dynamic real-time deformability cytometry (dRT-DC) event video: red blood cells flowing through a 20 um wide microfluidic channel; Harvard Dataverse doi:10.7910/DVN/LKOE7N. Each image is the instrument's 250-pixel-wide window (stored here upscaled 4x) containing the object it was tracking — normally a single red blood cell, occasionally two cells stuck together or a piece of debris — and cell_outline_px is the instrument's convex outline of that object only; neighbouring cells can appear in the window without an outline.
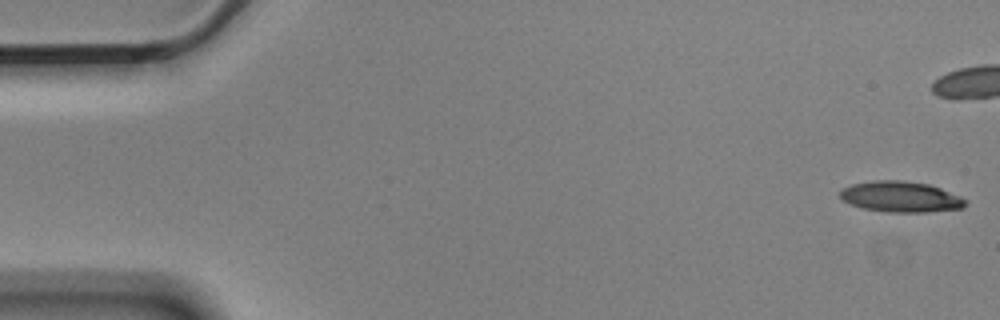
{"species": "Egyptian fruit bat (a non-hibernating species)", "species_latin": "Rousettus aegyptiacus", "temperature_condition": "cold", "stored_images_in_passage": 7, "camera_frame_rate_fps": 3000, "um_per_image_px": 0.085, "animal": {"sex": "male"}, "frame": {"image": 1, "passage_image": 1, "time_ms": 0.0, "image_size_px": [1000, 320], "cell_outline_px": [[968, 204], [964, 208], [924, 212], [884, 212], [864, 208], [852, 204], [844, 200], [840, 196], [840, 192], [844, 188], [852, 184], [876, 180], [900, 180], [928, 184], [940, 188], [960, 196], [968, 200]], "centroid_in_image_um": [76.61, 16.73], "position_along_channel_um": 8.4, "area_um2": 22.37}}
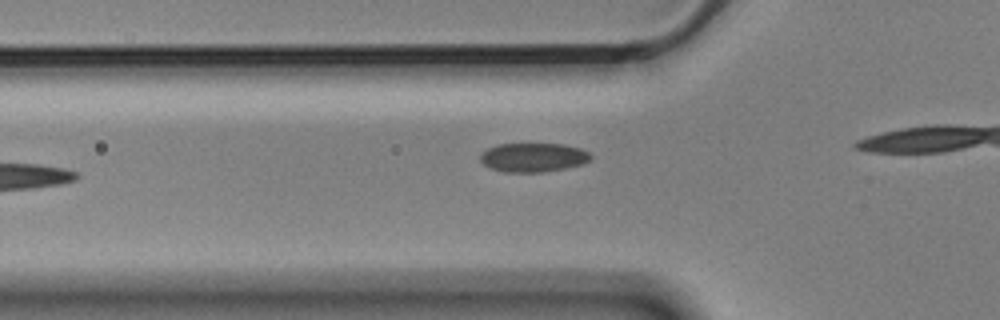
{"frame": {"image": 2, "passage_image": 6, "time_ms": 1.667, "image_size_px": [1000, 320], "cell_outline_px": [[592, 156], [588, 160], [580, 164], [564, 168], [540, 172], [504, 172], [492, 168], [484, 164], [480, 160], [480, 156], [488, 148], [496, 144], [564, 144], [580, 148], [588, 152]], "centroid_in_image_um": [45.31, 13.37], "position_along_channel_um": 80.5, "area_um2": 18.38}}